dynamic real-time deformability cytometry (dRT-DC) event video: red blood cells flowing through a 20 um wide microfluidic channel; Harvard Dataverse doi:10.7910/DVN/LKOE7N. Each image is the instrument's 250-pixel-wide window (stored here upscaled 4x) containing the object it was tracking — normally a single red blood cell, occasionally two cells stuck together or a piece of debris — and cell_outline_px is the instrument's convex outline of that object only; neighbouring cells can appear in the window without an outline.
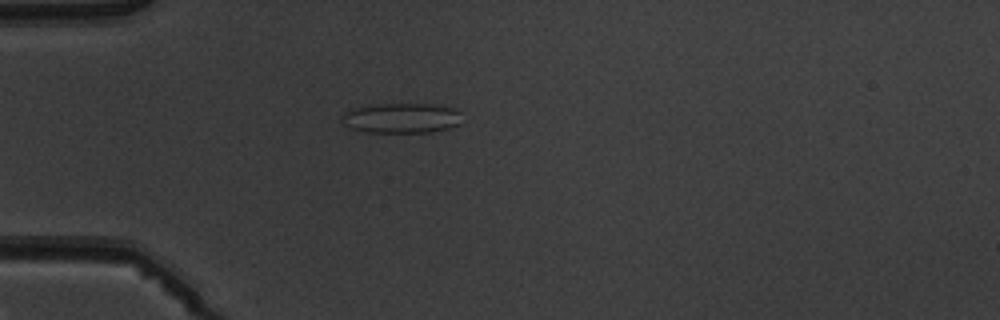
{"species": "common noctule bat (a hibernating species)", "species_latin": "Nyctalus noctula", "temperature_condition": "warm", "stored_images_in_passage": 2, "camera_frame_rate_fps": 3000, "um_per_image_px": 0.085, "animal": {"sex": "male", "body_mass_g": 19.5, "forearm_length_mm": 54.6}, "frame": {"image": 1, "passage_image": 2, "time_ms": 2.0, "image_size_px": [1000, 320], "cell_outline_px": [[460, 124], [448, 128], [432, 132], [364, 132], [352, 128], [344, 124], [340, 120], [344, 112], [352, 108], [380, 104], [432, 104], [456, 108], [460, 112]], "centroid_in_image_um": [34.13, 10.03], "position_along_channel_um": 50.9, "area_um2": 21.1}}